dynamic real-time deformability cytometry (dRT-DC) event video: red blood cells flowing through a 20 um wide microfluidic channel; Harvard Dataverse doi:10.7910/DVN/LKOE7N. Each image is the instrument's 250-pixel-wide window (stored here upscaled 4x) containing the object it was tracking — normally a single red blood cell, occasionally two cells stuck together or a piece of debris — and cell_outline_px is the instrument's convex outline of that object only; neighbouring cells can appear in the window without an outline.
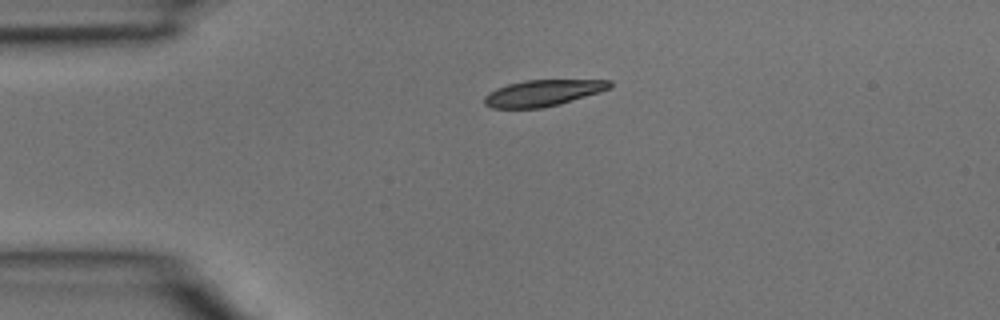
{"species": "common noctule bat (a hibernating species)", "species_latin": "Nyctalus noctula", "temperature_condition": "room temperature", "stored_images_in_passage": 2, "camera_frame_rate_fps": 3000, "um_per_image_px": 0.085, "animal": {"sex": "male", "body_mass_g": 15.6}, "frame": {"image": 1, "passage_image": 1, "time_ms": 0.0, "image_size_px": [1000, 320], "cell_outline_px": [[612, 88], [600, 92], [560, 104], [540, 108], [492, 108], [484, 104], [484, 96], [488, 92], [496, 88], [508, 84], [524, 80], [612, 80]], "centroid_in_image_um": [46.14, 7.9], "position_along_channel_um": 38.9, "area_um2": 19.31}}